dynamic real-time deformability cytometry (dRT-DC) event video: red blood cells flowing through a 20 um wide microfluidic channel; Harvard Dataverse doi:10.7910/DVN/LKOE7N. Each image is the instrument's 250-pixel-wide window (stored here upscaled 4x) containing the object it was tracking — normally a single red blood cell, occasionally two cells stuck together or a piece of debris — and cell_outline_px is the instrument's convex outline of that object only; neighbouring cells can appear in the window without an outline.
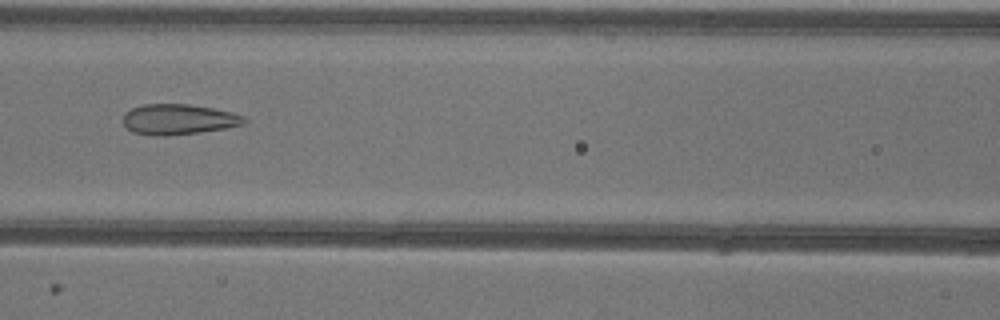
{"species": "common noctule bat (a hibernating species)", "species_latin": "Nyctalus noctula", "temperature_condition": "warm", "stored_images_in_passage": 36, "camera_frame_rate_fps": 3000, "um_per_image_px": 0.085, "animal": {"sex": "female"}, "frame": {"image": 1, "passage_image": 7, "time_ms": 2.0, "image_size_px": [1000, 320], "cell_outline_px": [[248, 120], [244, 124], [224, 128], [200, 132], [164, 136], [152, 136], [132, 132], [124, 124], [124, 112], [132, 108], [144, 104], [188, 104], [212, 108], [232, 112], [244, 116]], "centroid_in_image_um": [15.17, 10.15], "position_along_channel_um": 151.4, "area_um2": 21.5}}
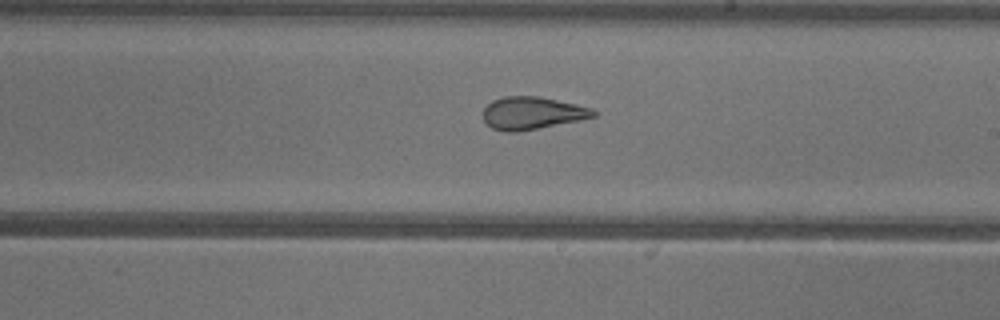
{"frame": {"image": 2, "passage_image": 14, "time_ms": 4.333, "image_size_px": [1000, 320], "cell_outline_px": [[596, 116], [580, 120], [516, 132], [504, 132], [492, 128], [484, 120], [484, 108], [492, 100], [504, 96], [540, 96], [576, 104], [592, 108], [596, 112]], "centroid_in_image_um": [45.23, 9.6], "position_along_channel_um": 243.8, "area_um2": 20.87}}
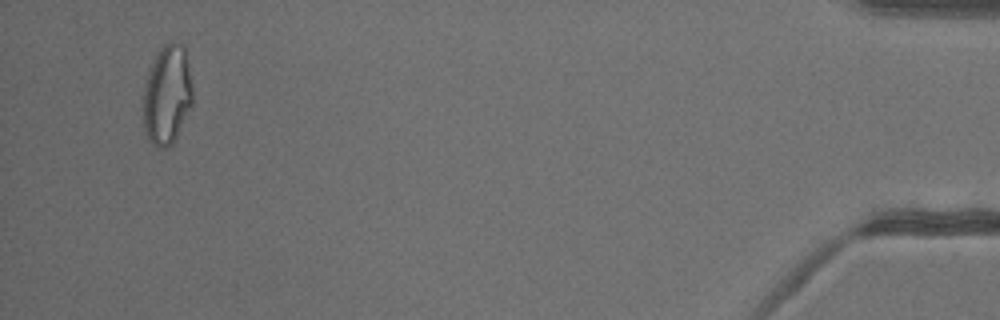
{"frame": {"image": 3, "passage_image": 34, "time_ms": 11.0, "image_size_px": [1000, 320], "cell_outline_px": [[192, 104], [172, 144], [164, 148], [156, 148], [148, 140], [144, 128], [144, 88], [156, 52], [168, 40], [176, 40], [184, 48], [188, 64], [192, 84]], "centroid_in_image_um": [14.21, 8.05], "position_along_channel_um": 421.0, "area_um2": 28.44}}